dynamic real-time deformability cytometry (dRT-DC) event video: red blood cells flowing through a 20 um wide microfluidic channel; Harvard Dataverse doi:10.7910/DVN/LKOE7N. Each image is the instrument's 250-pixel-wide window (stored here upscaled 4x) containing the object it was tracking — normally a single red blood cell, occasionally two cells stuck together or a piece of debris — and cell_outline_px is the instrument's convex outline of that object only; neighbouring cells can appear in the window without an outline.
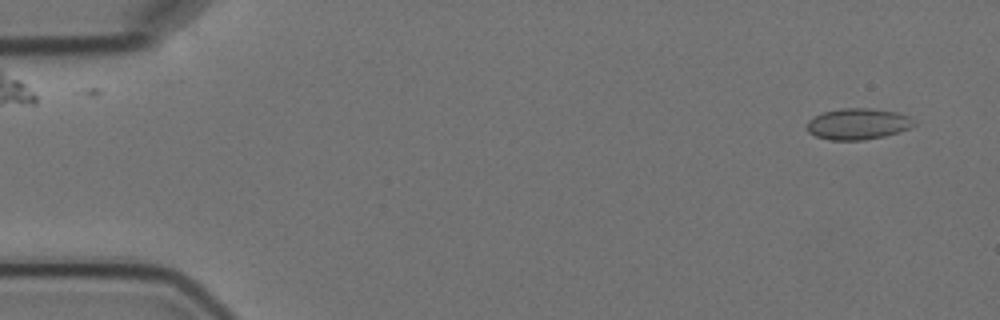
{"species": "Egyptian fruit bat (a non-hibernating species)", "species_latin": "Rousettus aegyptiacus", "temperature_condition": "cold", "stored_images_in_passage": 6, "segment_of_instrument_passage": [1, 2], "camera_frame_rate_fps": 3000, "um_per_image_px": 0.085, "animal": {"sex": "female"}, "frame": {"image": 1, "passage_image": 1, "time_ms": 0.0, "image_size_px": [1000, 320], "cell_outline_px": [[916, 124], [900, 132], [884, 136], [864, 140], [828, 140], [816, 136], [808, 132], [808, 120], [824, 112], [840, 108], [872, 108], [896, 112], [908, 116]], "centroid_in_image_um": [72.92, 10.54], "position_along_channel_um": 12.1, "area_um2": 19.36}}
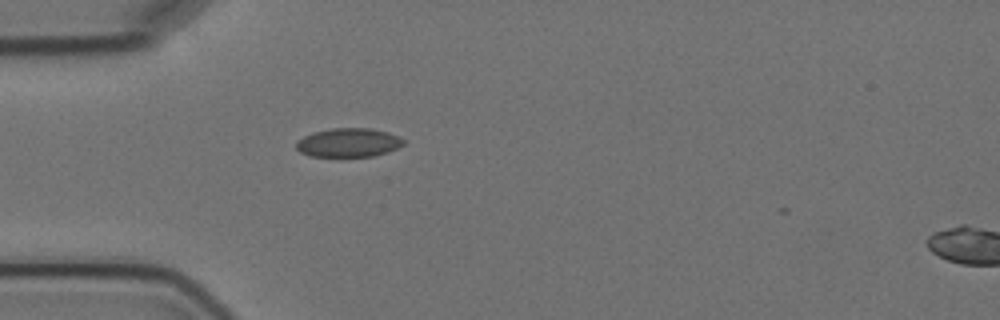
{"frame": {"image": 2, "passage_image": 5, "time_ms": 4.333, "image_size_px": [1000, 320], "cell_outline_px": [[404, 144], [388, 152], [372, 156], [312, 156], [300, 152], [296, 148], [296, 140], [312, 132], [332, 128], [372, 128], [388, 132], [400, 136], [404, 140]], "centroid_in_image_um": [29.62, 12.11], "position_along_channel_um": 55.4, "area_um2": 18.09}}